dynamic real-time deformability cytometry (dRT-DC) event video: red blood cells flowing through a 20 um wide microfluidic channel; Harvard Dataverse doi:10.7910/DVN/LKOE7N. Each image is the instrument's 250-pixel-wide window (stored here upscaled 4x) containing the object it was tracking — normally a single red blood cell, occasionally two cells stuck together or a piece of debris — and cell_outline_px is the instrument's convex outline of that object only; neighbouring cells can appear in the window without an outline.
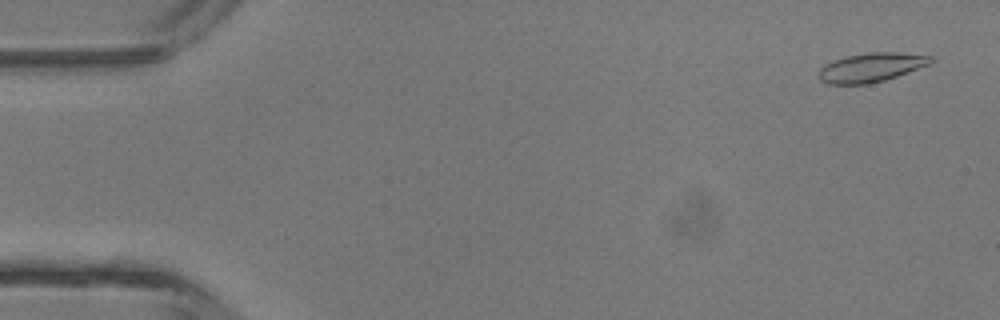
{"species": "common noctule bat (a hibernating species)", "species_latin": "Nyctalus noctula", "temperature_condition": "room temperature", "stored_images_in_passage": 5, "camera_frame_rate_fps": 3000, "um_per_image_px": 0.085, "animal": {"sex": "male", "body_mass_g": 13.3}, "frame": {"image": 1, "passage_image": 1, "time_ms": 0.0, "image_size_px": [1000, 320], "cell_outline_px": [[936, 60], [932, 64], [884, 80], [868, 84], [828, 84], [820, 80], [820, 68], [824, 64], [832, 60], [844, 56], [868, 52], [896, 52], [932, 56]], "centroid_in_image_um": [74.07, 5.72], "position_along_channel_um": 10.9, "area_um2": 19.13}}